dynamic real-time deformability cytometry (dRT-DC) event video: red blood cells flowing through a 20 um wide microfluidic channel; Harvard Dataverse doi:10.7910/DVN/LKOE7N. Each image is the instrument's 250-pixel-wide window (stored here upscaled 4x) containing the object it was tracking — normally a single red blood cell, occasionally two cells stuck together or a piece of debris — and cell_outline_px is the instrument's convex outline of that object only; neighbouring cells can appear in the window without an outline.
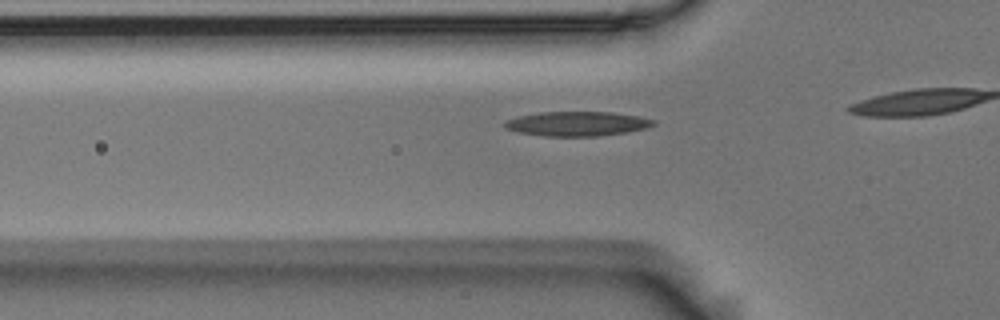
{"species": "Egyptian fruit bat (a non-hibernating species)", "species_latin": "Rousettus aegyptiacus", "temperature_condition": "room temperature", "stored_images_in_passage": 8, "camera_frame_rate_fps": 3000, "um_per_image_px": 0.085, "animal": {"sex": "male"}, "frame": {"image": 1, "passage_image": 3, "time_ms": 0.667, "image_size_px": [1000, 320], "cell_outline_px": [[656, 124], [648, 128], [628, 132], [600, 136], [544, 136], [516, 132], [504, 128], [504, 120], [516, 116], [540, 112], [612, 112], [636, 116], [656, 120]], "centroid_in_image_um": [49.03, 10.52], "position_along_channel_um": 76.8, "area_um2": 21.5}}
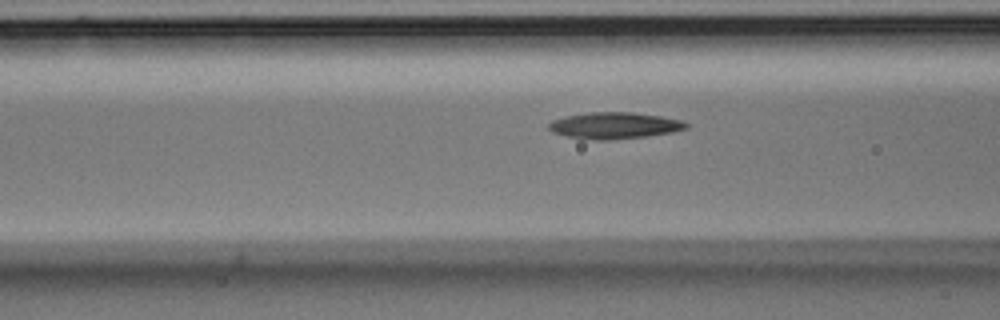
{"frame": {"image": 2, "passage_image": 6, "time_ms": 1.667, "image_size_px": [1000, 320], "cell_outline_px": [[688, 128], [672, 132], [648, 136], [608, 140], [596, 140], [568, 136], [552, 132], [548, 128], [548, 124], [552, 120], [564, 116], [592, 112], [632, 112], [660, 116], [684, 120], [688, 124]], "centroid_in_image_um": [52.24, 10.66], "position_along_channel_um": 114.4, "area_um2": 21.21}}